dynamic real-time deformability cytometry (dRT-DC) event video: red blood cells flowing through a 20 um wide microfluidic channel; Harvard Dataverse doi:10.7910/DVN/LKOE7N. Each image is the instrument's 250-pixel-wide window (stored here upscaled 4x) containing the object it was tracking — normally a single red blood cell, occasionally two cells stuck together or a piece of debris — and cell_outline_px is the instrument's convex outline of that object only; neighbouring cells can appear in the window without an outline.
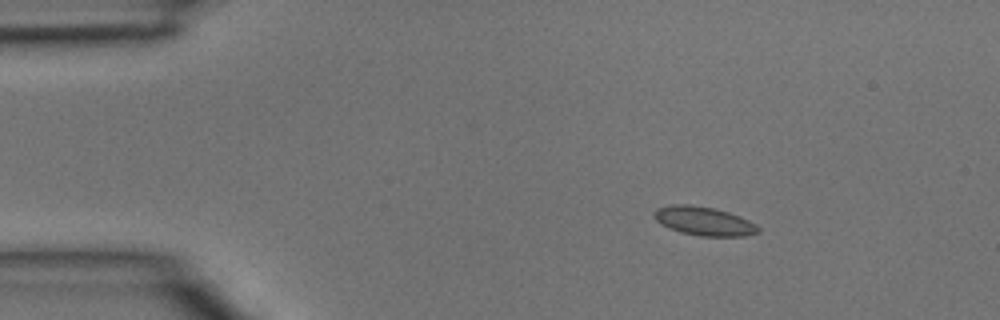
{"species": "common noctule bat (a hibernating species)", "species_latin": "Nyctalus noctula", "temperature_condition": "room temperature", "stored_images_in_passage": 3, "camera_frame_rate_fps": 3000, "um_per_image_px": 0.085, "animal": {"sex": "male", "body_mass_g": 15.6}, "frame": {"image": 1, "passage_image": 1, "time_ms": 0.0, "image_size_px": [1000, 320], "cell_outline_px": [[760, 232], [744, 236], [700, 236], [680, 232], [660, 224], [652, 216], [652, 212], [656, 208], [672, 204], [688, 204], [716, 208], [740, 216], [756, 224], [760, 228]], "centroid_in_image_um": [59.81, 18.78], "position_along_channel_um": 25.2, "area_um2": 17.69}}
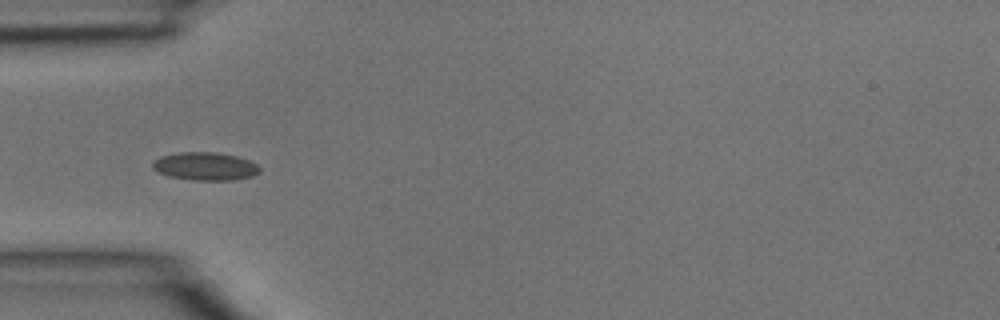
{"frame": {"image": 2, "passage_image": 3, "time_ms": 0.667, "image_size_px": [1000, 320], "cell_outline_px": [[260, 172], [252, 176], [232, 180], [192, 180], [168, 176], [152, 168], [152, 164], [160, 156], [180, 152], [216, 152], [236, 156], [248, 160], [256, 164], [260, 168]], "centroid_in_image_um": [17.44, 14.13], "position_along_channel_um": 67.6, "area_um2": 17.4}}